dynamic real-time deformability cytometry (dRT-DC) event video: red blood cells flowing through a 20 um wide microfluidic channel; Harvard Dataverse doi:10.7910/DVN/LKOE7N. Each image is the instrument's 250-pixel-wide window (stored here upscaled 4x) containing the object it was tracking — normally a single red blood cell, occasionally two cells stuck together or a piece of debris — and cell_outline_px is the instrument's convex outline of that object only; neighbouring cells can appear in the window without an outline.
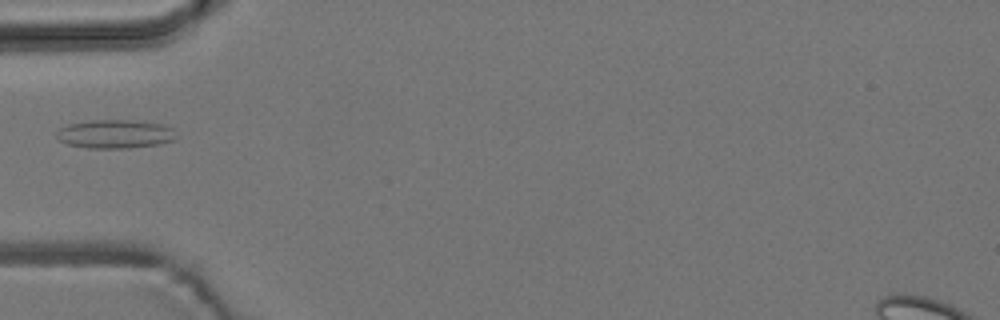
{"species": "common noctule bat (a hibernating species)", "species_latin": "Nyctalus noctula", "temperature_condition": "room temperature", "stored_images_in_passage": 6, "camera_frame_rate_fps": 3000, "um_per_image_px": 0.085, "animal": {"sex": "male", "body_mass_g": 19.2, "forearm_length_mm": 51.8}, "frame": {"image": 1, "passage_image": 5, "time_ms": 4.667, "image_size_px": [1000, 320], "cell_outline_px": [[176, 140], [160, 144], [128, 148], [88, 148], [68, 144], [56, 140], [56, 132], [60, 128], [68, 124], [92, 120], [128, 120], [164, 124], [172, 128], [176, 136]], "centroid_in_image_um": [9.78, 11.39], "position_along_channel_um": 75.2, "area_um2": 20.11}}